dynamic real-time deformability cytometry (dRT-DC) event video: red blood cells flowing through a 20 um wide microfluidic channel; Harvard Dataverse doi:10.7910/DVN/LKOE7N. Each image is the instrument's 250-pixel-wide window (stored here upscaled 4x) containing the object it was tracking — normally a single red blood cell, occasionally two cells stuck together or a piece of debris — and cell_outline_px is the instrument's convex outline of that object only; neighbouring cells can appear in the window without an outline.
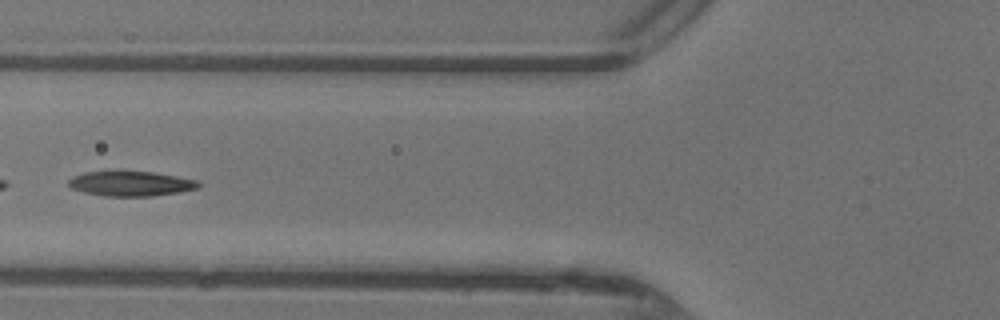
{"species": "common noctule bat (a hibernating species)", "species_latin": "Nyctalus noctula", "temperature_condition": "warm", "stored_images_in_passage": 31, "camera_frame_rate_fps": 3000, "um_per_image_px": 0.085, "animal": {"sex": "female"}, "frame": {"image": 1, "passage_image": 18, "time_ms": 5.667, "image_size_px": [1000, 320], "cell_outline_px": [[200, 184], [196, 188], [180, 192], [152, 196], [104, 196], [84, 192], [72, 188], [68, 184], [68, 180], [72, 176], [84, 172], [152, 172], [176, 176], [196, 180]], "centroid_in_image_um": [11.09, 15.62], "position_along_channel_um": 114.7, "area_um2": 18.55}}
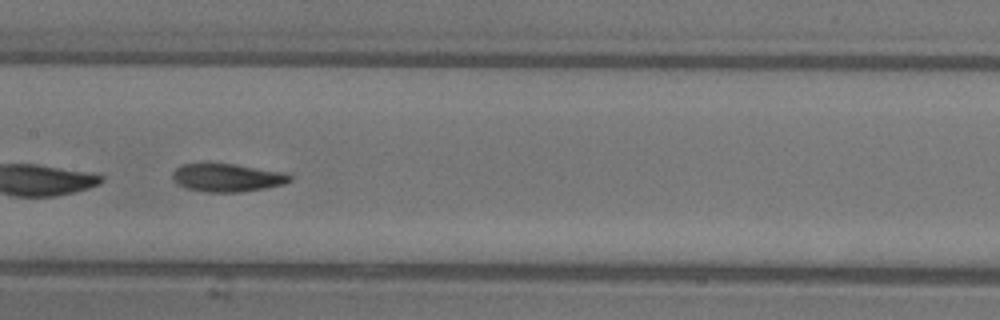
{"frame": {"image": 2, "passage_image": 23, "time_ms": 7.333, "image_size_px": [1000, 320], "cell_outline_px": [[292, 180], [284, 184], [264, 188], [240, 192], [204, 192], [184, 188], [176, 184], [172, 180], [172, 172], [176, 168], [184, 164], [232, 164], [288, 172], [292, 176]], "centroid_in_image_um": [19.32, 15.11], "position_along_channel_um": 188.1, "area_um2": 19.36}}
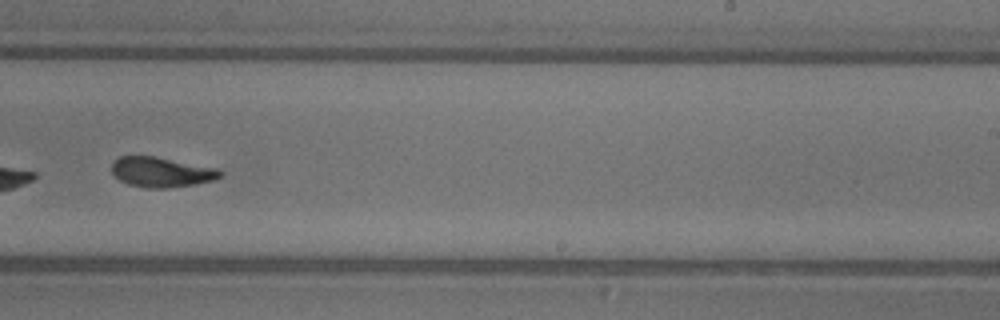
{"frame": {"image": 3, "passage_image": 29, "time_ms": 9.333, "image_size_px": [1000, 320], "cell_outline_px": [[224, 172], [220, 176], [212, 180], [196, 184], [168, 188], [148, 188], [128, 184], [120, 180], [112, 172], [112, 160], [120, 156], [152, 156], [220, 168]], "centroid_in_image_um": [13.73, 14.62], "position_along_channel_um": 275.3, "area_um2": 19.02}}